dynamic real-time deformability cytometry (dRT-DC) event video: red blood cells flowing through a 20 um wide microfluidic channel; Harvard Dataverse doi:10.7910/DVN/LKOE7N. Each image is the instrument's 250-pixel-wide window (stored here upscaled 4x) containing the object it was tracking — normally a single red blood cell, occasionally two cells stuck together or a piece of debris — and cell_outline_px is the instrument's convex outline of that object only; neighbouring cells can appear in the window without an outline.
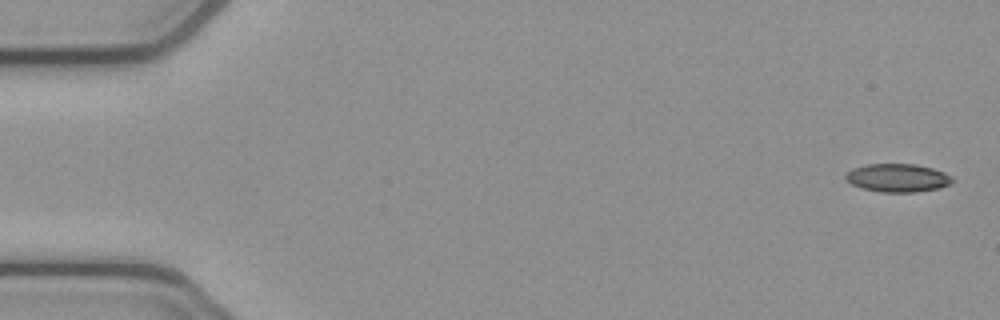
{"species": "common noctule bat (a hibernating species)", "species_latin": "Nyctalus noctula", "temperature_condition": "cold", "stored_images_in_passage": 7, "camera_frame_rate_fps": 3000, "um_per_image_px": 0.085, "animal": {"sex": "female", "body_mass_g": 21.9}, "frame": {"image": 1, "passage_image": 1, "time_ms": 0.0, "image_size_px": [1000, 320], "cell_outline_px": [[956, 180], [940, 188], [916, 192], [880, 192], [860, 188], [844, 180], [844, 176], [852, 168], [868, 164], [916, 164], [932, 168], [944, 172], [952, 176]], "centroid_in_image_um": [76.29, 15.12], "position_along_channel_um": 8.7, "area_um2": 17.74}}
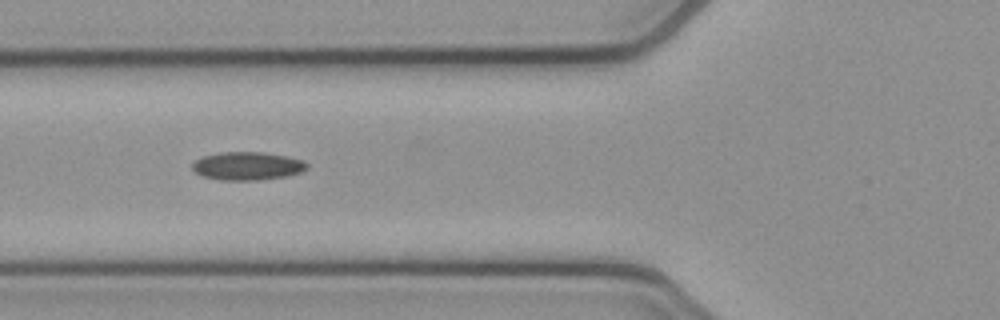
{"frame": {"image": 2, "passage_image": 6, "time_ms": 1.667, "image_size_px": [1000, 320], "cell_outline_px": [[308, 168], [304, 172], [288, 176], [260, 180], [220, 180], [204, 176], [196, 172], [192, 168], [192, 164], [196, 160], [204, 156], [224, 152], [264, 152], [288, 156], [304, 160], [308, 164]], "centroid_in_image_um": [21.11, 14.11], "position_along_channel_um": 104.7, "area_um2": 18.96}}
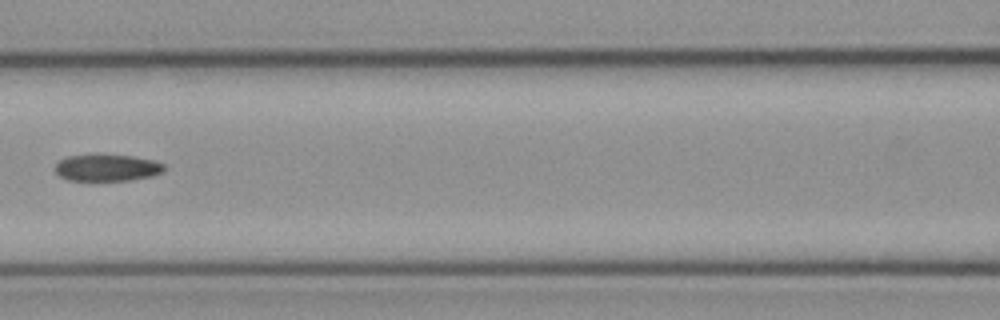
{"frame": {"image": 3, "passage_image": 7, "time_ms": 2.0, "image_size_px": [1000, 320], "cell_outline_px": [[164, 168], [160, 172], [152, 176], [128, 180], [68, 180], [60, 176], [52, 168], [60, 160], [68, 156], [96, 152], [100, 152], [132, 156], [152, 160], [164, 164]], "centroid_in_image_um": [9.03, 14.21], "position_along_channel_um": 157.6, "area_um2": 17.46}}